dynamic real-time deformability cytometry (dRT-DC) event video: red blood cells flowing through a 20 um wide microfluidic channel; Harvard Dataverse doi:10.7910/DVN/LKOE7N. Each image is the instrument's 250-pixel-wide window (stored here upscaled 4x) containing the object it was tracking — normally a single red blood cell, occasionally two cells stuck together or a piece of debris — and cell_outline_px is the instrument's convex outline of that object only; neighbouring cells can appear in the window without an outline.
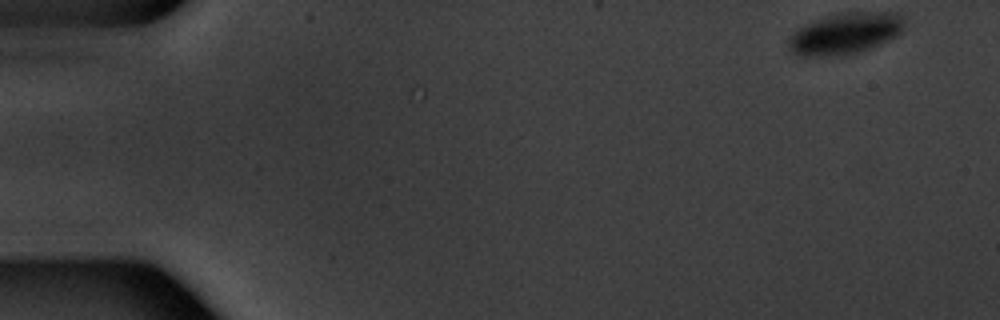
{"species": "common noctule bat (a hibernating species)", "species_latin": "Nyctalus noctula", "temperature_condition": "warm", "stored_images_in_passage": 12, "camera_frame_rate_fps": 3000, "um_per_image_px": 0.085, "animal": {"sex": "male", "body_mass_g": 20.1, "forearm_length_mm": 53.5}, "frame": {"image": 1, "passage_image": 1, "time_ms": 0.0, "image_size_px": [1000, 320], "cell_outline_px": [[904, 28], [896, 36], [888, 40], [860, 52], [828, 56], [800, 56], [792, 52], [788, 48], [788, 40], [804, 24], [840, 12], [900, 12], [904, 16]], "centroid_in_image_um": [71.88, 2.83], "position_along_channel_um": 13.1, "area_um2": 27.74}}